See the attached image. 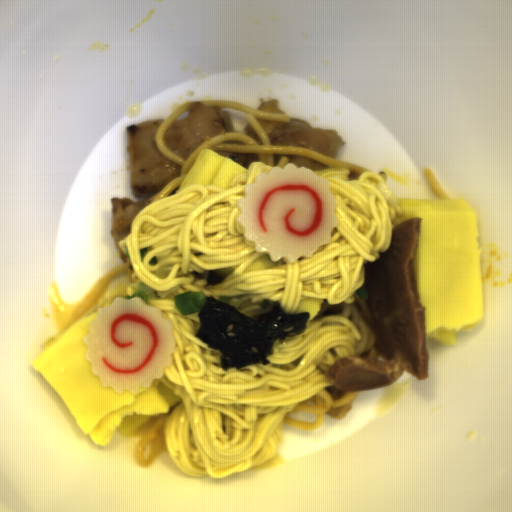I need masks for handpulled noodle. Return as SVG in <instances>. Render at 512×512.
<instances>
[{
	"instance_id": "obj_1",
	"label": "hand pulled noodle",
	"mask_w": 512,
	"mask_h": 512,
	"mask_svg": "<svg viewBox=\"0 0 512 512\" xmlns=\"http://www.w3.org/2000/svg\"><path fill=\"white\" fill-rule=\"evenodd\" d=\"M274 166L260 161L231 181L227 189L193 184L141 209L119 243L134 272L125 293L138 282L153 288L152 307L173 323L175 348L171 367L159 378L181 397L164 430L166 450L180 472L221 479L273 458L283 438L286 414L333 385L326 378L340 357L355 355L359 327L345 315H330L305 332L274 342L269 365L223 370L221 351L196 337L198 312L182 315L175 294L186 291L228 297L241 313L257 317L264 299L279 301L285 313L296 314L302 299H325L329 305L355 304L365 287L364 264L375 262L391 245L393 227L403 215L395 189L373 171L356 180L347 168L312 170L329 181L338 225L330 244L294 262L273 261L257 252L239 224L238 199L245 186ZM147 253L142 262L139 251ZM158 264H147L151 257ZM227 273L223 283L208 284L191 274Z\"/></svg>"
}]
</instances>
